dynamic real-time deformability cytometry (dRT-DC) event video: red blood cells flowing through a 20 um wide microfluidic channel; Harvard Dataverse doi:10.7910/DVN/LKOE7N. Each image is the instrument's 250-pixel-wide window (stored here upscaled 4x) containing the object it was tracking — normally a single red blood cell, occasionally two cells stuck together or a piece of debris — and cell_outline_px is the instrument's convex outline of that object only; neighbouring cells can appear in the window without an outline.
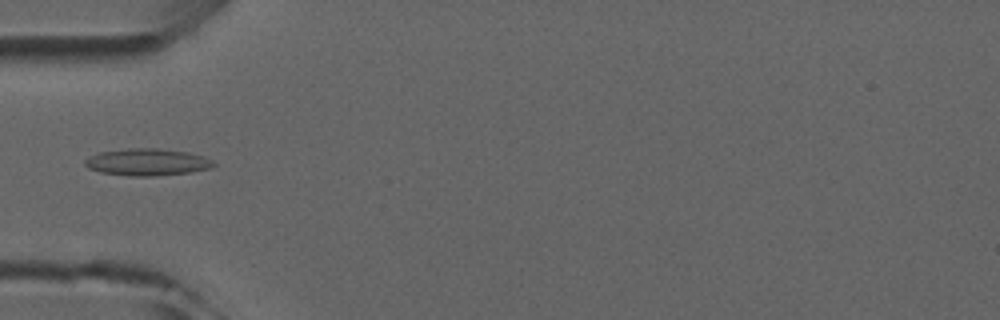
{"species": "common noctule bat (a hibernating species)", "species_latin": "Nyctalus noctula", "temperature_condition": "room temperature", "stored_images_in_passage": 4, "camera_frame_rate_fps": 3000, "um_per_image_px": 0.085, "animal": {"sex": "male", "forearm_length_mm": 52.5}, "frame": {"image": 1, "passage_image": 4, "time_ms": 4.333, "image_size_px": [1000, 320], "cell_outline_px": [[216, 164], [212, 168], [188, 172], [156, 176], [128, 176], [100, 172], [88, 168], [84, 164], [84, 160], [88, 156], [100, 152], [128, 148], [156, 148], [188, 152], [212, 160]], "centroid_in_image_um": [12.47, 13.78], "position_along_channel_um": 72.5, "area_um2": 20.23}}